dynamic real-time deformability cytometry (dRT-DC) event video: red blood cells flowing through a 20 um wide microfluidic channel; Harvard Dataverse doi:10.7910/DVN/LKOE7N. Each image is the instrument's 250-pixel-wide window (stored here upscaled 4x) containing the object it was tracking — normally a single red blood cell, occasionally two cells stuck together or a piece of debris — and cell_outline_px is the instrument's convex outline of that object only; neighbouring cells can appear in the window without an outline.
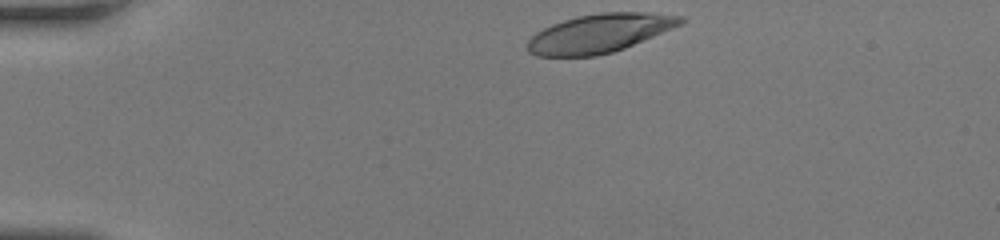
{"species": "human", "species_latin": "Homo sapiens", "temperature_condition": "room temperature", "stored_images_in_passage": 34, "camera_frame_rate_fps": 3000, "um_per_image_px": 0.085, "donor": {"sex": "female"}, "frame": {"image": 1, "passage_image": 1, "time_ms": 0.0, "image_size_px": [1000, 240], "cell_outline_px": [[688, 20], [672, 28], [624, 48], [612, 52], [596, 56], [536, 56], [528, 52], [528, 40], [536, 32], [552, 24], [564, 20], [580, 16], [600, 12], [648, 12], [684, 16]], "centroid_in_image_um": [50.97, 2.82], "position_along_channel_um": 34.0, "area_um2": 34.28}}
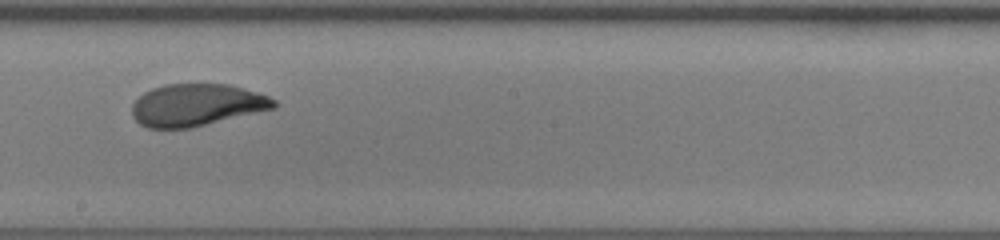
{"frame": {"image": 2, "passage_image": 20, "time_ms": 6.333, "image_size_px": [1000, 240], "cell_outline_px": [[276, 108], [192, 128], [148, 128], [140, 124], [132, 116], [132, 104], [144, 92], [152, 88], [164, 84], [228, 84], [256, 92], [268, 96], [276, 100]], "centroid_in_image_um": [16.71, 8.93], "position_along_channel_um": 231.5, "area_um2": 34.91}}
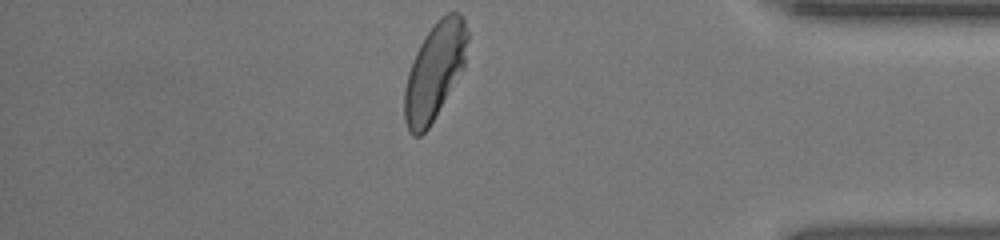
{"frame": {"image": 3, "passage_image": 34, "time_ms": 11.0, "image_size_px": [1000, 240], "cell_outline_px": [[468, 40], [464, 68], [428, 128], [420, 136], [412, 136], [408, 132], [404, 120], [404, 88], [408, 72], [412, 60], [424, 36], [436, 20], [440, 16], [448, 12], [460, 12], [464, 20], [468, 32]], "centroid_in_image_um": [36.93, 6.04], "position_along_channel_um": 398.3, "area_um2": 35.66}, "authors_computed_cell_mechanics": {"area_um2": 35.7204, "velocity_mm_per_s": 4.1513, "shape_relaxation_time_tau1_ms": 3.9661, "shape_relaxation_time_tau2_ms": 0.9179, "deformation_change_tau1": 0.1896, "deformation_change_tau2": 0.0621}}